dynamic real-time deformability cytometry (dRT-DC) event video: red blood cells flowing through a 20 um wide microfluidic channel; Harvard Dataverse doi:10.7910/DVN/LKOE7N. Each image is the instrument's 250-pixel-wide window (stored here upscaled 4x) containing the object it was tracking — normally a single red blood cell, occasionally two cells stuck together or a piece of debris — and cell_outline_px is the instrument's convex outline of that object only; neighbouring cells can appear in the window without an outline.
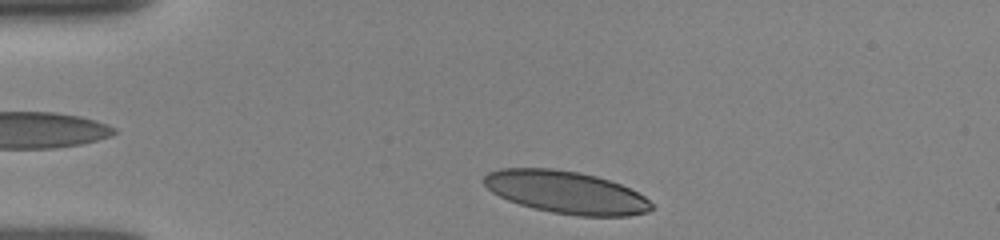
{"species": "human", "species_latin": "Homo sapiens", "temperature_condition": "room temperature", "stored_images_in_passage": 8, "camera_frame_rate_fps": 3000, "um_per_image_px": 0.085, "donor": {"sex": "female"}, "frame": {"image": 1, "passage_image": 3, "time_ms": 0.667, "image_size_px": [1000, 240], "cell_outline_px": [[648, 208], [640, 212], [608, 216], [600, 216], [560, 212], [540, 208], [504, 196], [500, 192], [488, 176], [496, 172], [568, 172], [588, 176], [604, 180], [628, 188], [636, 192], [644, 200]], "centroid_in_image_um": [48.35, 16.41], "position_along_channel_um": 36.7, "area_um2": 35.03}}